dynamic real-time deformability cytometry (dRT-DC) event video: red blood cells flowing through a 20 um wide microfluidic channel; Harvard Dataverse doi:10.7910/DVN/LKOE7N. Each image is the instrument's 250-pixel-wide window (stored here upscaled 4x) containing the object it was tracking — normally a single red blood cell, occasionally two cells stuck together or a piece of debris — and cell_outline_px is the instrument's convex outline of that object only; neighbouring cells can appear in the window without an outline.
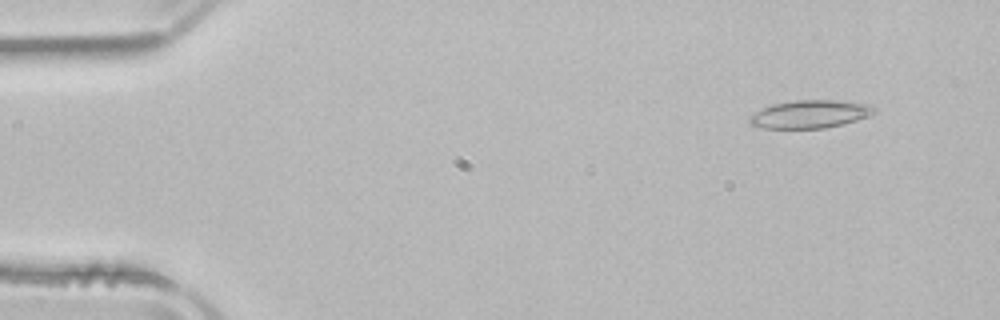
{"species": "common noctule bat (a hibernating species)", "species_latin": "Nyctalus noctula", "temperature_condition": "room temperature", "stored_images_in_passage": 51, "camera_frame_rate_fps": 3000, "um_per_image_px": 0.085, "animal": {"sex": "male", "body_mass_g": 21.5, "forearm_length_mm": 52.0}, "frame": {"image": 1, "passage_image": 4, "time_ms": 1.0, "image_size_px": [1000, 320], "cell_outline_px": [[876, 112], [868, 116], [856, 120], [824, 128], [764, 128], [752, 124], [748, 120], [756, 112], [772, 104], [796, 100], [836, 100], [864, 104], [876, 108]], "centroid_in_image_um": [68.86, 9.7], "position_along_channel_um": 16.1, "area_um2": 19.83}}
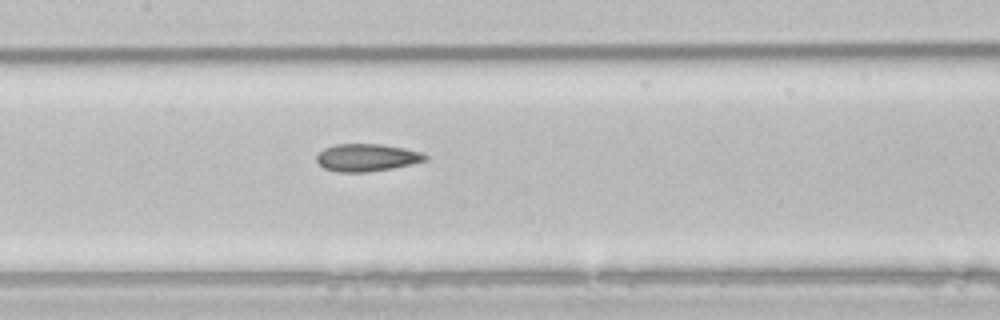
{"frame": {"image": 2, "passage_image": 24, "time_ms": 7.667, "image_size_px": [1000, 320], "cell_outline_px": [[428, 160], [412, 164], [392, 168], [368, 172], [336, 172], [324, 168], [316, 160], [316, 156], [324, 148], [336, 144], [380, 144], [404, 148], [420, 152], [428, 156]], "centroid_in_image_um": [31.18, 13.4], "position_along_channel_um": 176.2, "area_um2": 17.4}}
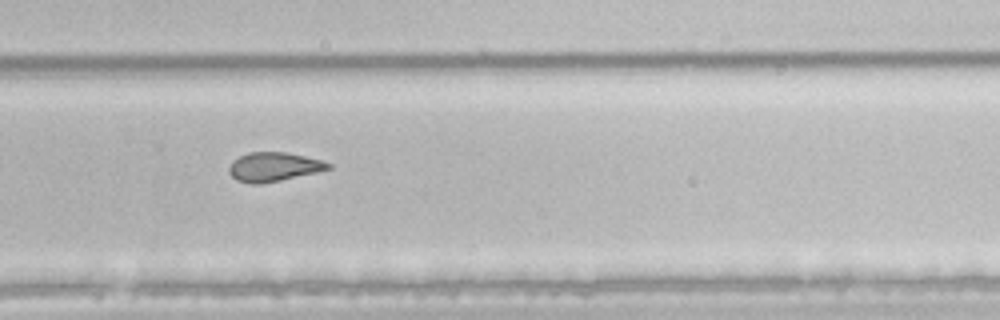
{"frame": {"image": 3, "passage_image": 34, "time_ms": 11.0, "image_size_px": [1000, 320], "cell_outline_px": [[332, 168], [316, 172], [280, 180], [260, 184], [252, 184], [236, 180], [228, 172], [228, 168], [232, 160], [248, 152], [288, 152], [324, 160], [332, 164]], "centroid_in_image_um": [23.27, 14.17], "position_along_channel_um": 306.5, "area_um2": 16.94}, "authors_computed_cell_mechanics": {"area_um2": 18.496, "velocity_mm_per_s": 3.9295, "shape_relaxation_time_tau1_ms": null, "shape_relaxation_time_tau2_ms": 1.8627, "deformation_change_tau1": null, "deformation_change_tau2": 0.0905}}